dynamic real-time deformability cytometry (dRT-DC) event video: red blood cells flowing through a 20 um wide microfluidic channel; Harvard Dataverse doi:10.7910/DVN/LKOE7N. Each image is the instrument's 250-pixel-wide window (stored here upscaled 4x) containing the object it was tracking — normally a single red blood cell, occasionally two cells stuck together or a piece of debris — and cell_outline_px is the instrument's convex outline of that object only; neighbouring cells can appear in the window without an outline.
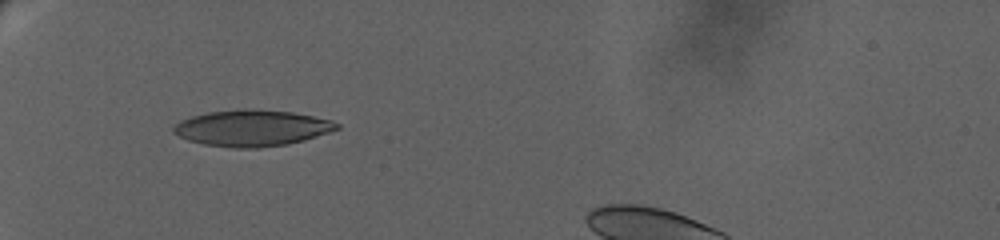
{"species": "human", "species_latin": "Homo sapiens", "temperature_condition": "warm", "stored_images_in_passage": 2, "camera_frame_rate_fps": 3000, "um_per_image_px": 0.085, "donor": {"sex": "female"}, "frame": {"image": 1, "passage_image": 1, "time_ms": 0.0, "image_size_px": [1000, 240], "cell_outline_px": [[340, 128], [304, 140], [288, 144], [260, 148], [232, 148], [204, 144], [188, 140], [172, 132], [172, 128], [180, 120], [192, 116], [208, 112], [244, 108], [292, 112], [332, 120], [340, 124]], "centroid_in_image_um": [21.41, 10.88], "position_along_channel_um": 63.6, "area_um2": 34.51}}